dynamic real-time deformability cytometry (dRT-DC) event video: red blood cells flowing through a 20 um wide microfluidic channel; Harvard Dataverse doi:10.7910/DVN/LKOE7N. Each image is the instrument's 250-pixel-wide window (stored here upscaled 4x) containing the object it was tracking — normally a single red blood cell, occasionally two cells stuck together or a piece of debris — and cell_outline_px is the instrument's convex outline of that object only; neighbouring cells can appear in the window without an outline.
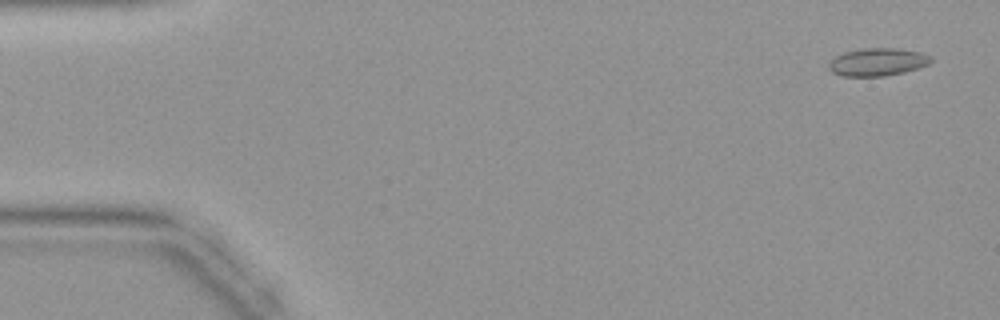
{"species": "common noctule bat (a hibernating species)", "species_latin": "Nyctalus noctula", "temperature_condition": "warm", "stored_images_in_passage": 43, "camera_frame_rate_fps": 3000, "um_per_image_px": 0.085, "animal": {"sex": "female", "body_mass_g": 19.9}, "frame": {"image": 1, "passage_image": 2, "time_ms": 0.333, "image_size_px": [1000, 320], "cell_outline_px": [[932, 60], [928, 64], [920, 68], [904, 72], [884, 76], [840, 76], [832, 72], [828, 68], [828, 64], [836, 56], [844, 52], [864, 48], [896, 48], [920, 52], [932, 56]], "centroid_in_image_um": [74.6, 5.27], "position_along_channel_um": 10.4, "area_um2": 16.59}}
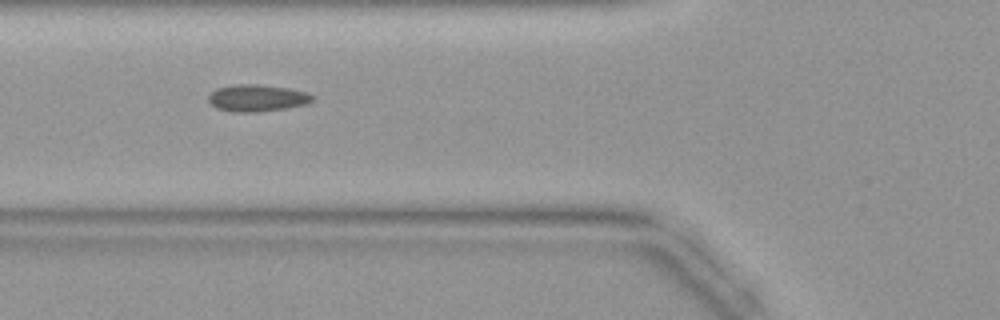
{"frame": {"image": 2, "passage_image": 16, "time_ms": 5.0, "image_size_px": [1000, 320], "cell_outline_px": [[316, 96], [312, 100], [304, 104], [284, 108], [256, 112], [232, 112], [216, 108], [208, 100], [208, 96], [216, 88], [232, 84], [256, 84], [288, 88], [308, 92]], "centroid_in_image_um": [21.83, 8.32], "position_along_channel_um": 104.0, "area_um2": 16.3}}
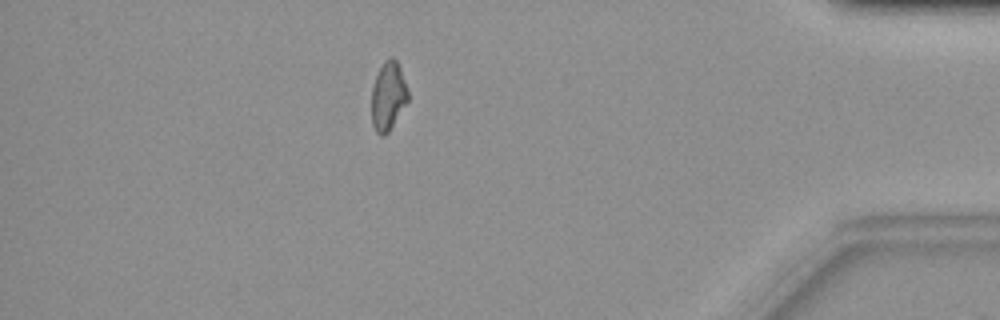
{"frame": {"image": 3, "passage_image": 38, "time_ms": 12.333, "image_size_px": [1000, 320], "cell_outline_px": [[408, 100], [388, 132], [384, 136], [380, 136], [376, 132], [372, 124], [372, 88], [376, 76], [384, 60], [392, 56], [396, 60], [400, 68], [408, 88]], "centroid_in_image_um": [32.99, 8.16], "position_along_channel_um": 402.2, "area_um2": 14.45}}